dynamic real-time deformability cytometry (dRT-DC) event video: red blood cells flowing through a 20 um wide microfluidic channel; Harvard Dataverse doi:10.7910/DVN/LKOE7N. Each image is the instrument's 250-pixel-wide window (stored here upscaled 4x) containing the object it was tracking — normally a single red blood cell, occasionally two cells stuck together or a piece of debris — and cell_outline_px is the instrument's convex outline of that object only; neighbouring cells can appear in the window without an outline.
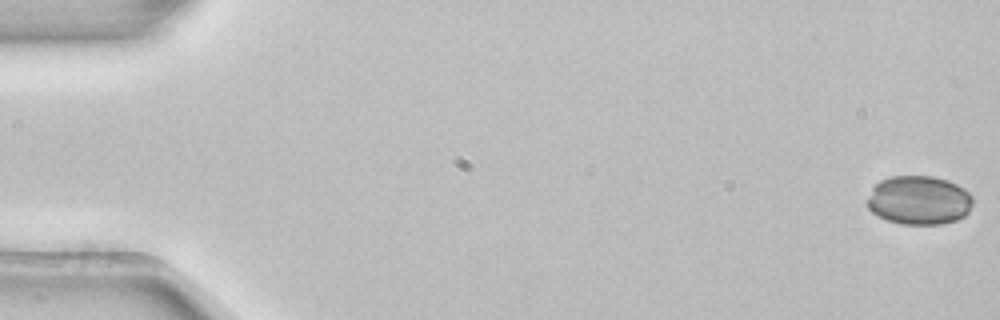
{"species": "common noctule bat (a hibernating species)", "species_latin": "Nyctalus noctula", "temperature_condition": "room temperature", "stored_images_in_passage": 54, "camera_frame_rate_fps": 3000, "um_per_image_px": 0.085, "animal": {"sex": "female", "body_mass_g": 22.7, "forearm_length_mm": 54.2}, "frame": {"image": 1, "passage_image": 1, "time_ms": 0.0, "image_size_px": [1000, 320], "cell_outline_px": [[972, 204], [968, 212], [964, 216], [956, 220], [940, 224], [900, 224], [876, 216], [868, 208], [868, 200], [872, 188], [880, 180], [892, 176], [932, 176], [948, 180], [964, 188], [972, 196]], "centroid_in_image_um": [78.11, 17.02], "position_along_channel_um": 6.9, "area_um2": 30.11}}
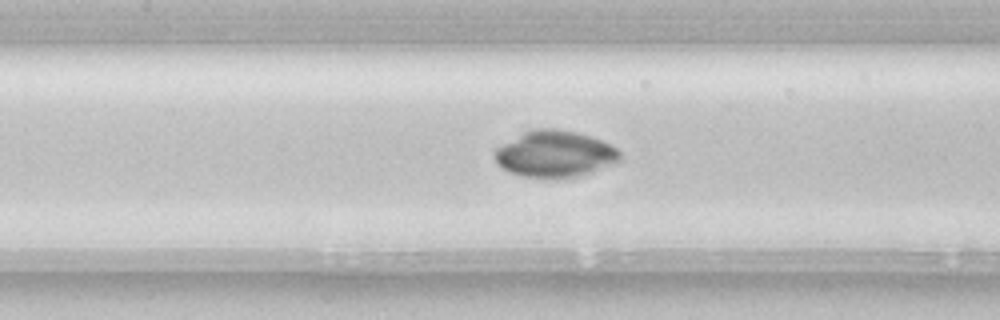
{"frame": {"image": 2, "passage_image": 25, "time_ms": 8.0, "image_size_px": [1000, 320], "cell_outline_px": [[620, 160], [612, 164], [576, 176], [552, 180], [520, 176], [504, 168], [496, 160], [496, 148], [524, 132], [536, 128], [556, 128], [576, 132], [592, 136], [616, 148], [620, 152]], "centroid_in_image_um": [47.17, 13.09], "position_along_channel_um": 160.2, "area_um2": 33.64}}
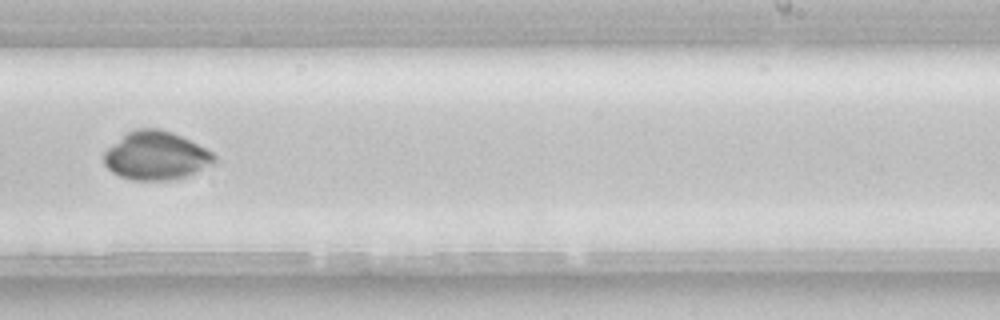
{"frame": {"image": 3, "passage_image": 34, "time_ms": 11.0, "image_size_px": [1000, 320], "cell_outline_px": [[216, 160], [212, 164], [184, 176], [168, 180], [132, 180], [120, 176], [112, 172], [104, 164], [104, 152], [108, 148], [128, 132], [136, 128], [160, 128], [172, 132], [212, 152], [216, 156]], "centroid_in_image_um": [13.23, 13.23], "position_along_channel_um": 275.8, "area_um2": 30.63}}